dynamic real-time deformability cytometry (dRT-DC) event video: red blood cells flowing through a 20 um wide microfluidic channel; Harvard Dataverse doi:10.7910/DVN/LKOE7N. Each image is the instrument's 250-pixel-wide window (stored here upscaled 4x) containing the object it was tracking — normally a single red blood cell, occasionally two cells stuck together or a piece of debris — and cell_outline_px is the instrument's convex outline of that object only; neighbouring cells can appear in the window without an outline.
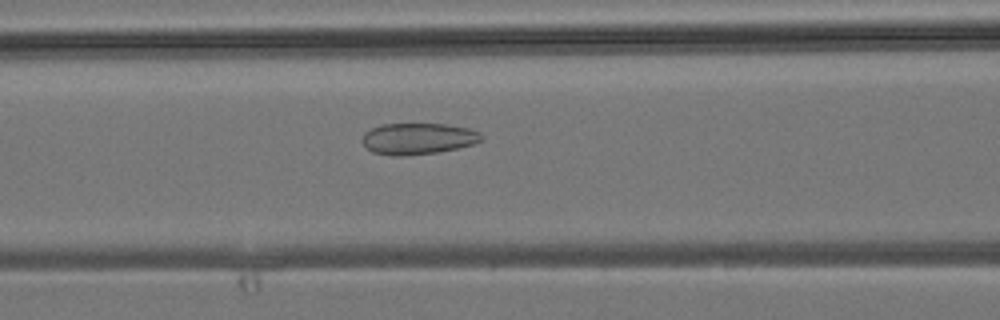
{"species": "common noctule bat (a hibernating species)", "species_latin": "Nyctalus noctula", "temperature_condition": "room temperature", "stored_images_in_passage": 42, "camera_frame_rate_fps": 3000, "um_per_image_px": 0.085, "animal": {"sex": "male", "body_mass_g": 19.2, "forearm_length_mm": 51.8}, "frame": {"image": 1, "passage_image": 16, "time_ms": 5.0, "image_size_px": [1000, 320], "cell_outline_px": [[484, 136], [480, 140], [472, 144], [456, 148], [436, 152], [400, 156], [396, 156], [372, 152], [360, 140], [364, 132], [372, 128], [384, 124], [444, 124], [468, 128], [480, 132]], "centroid_in_image_um": [35.5, 11.78], "position_along_channel_um": 131.1, "area_um2": 21.56}}
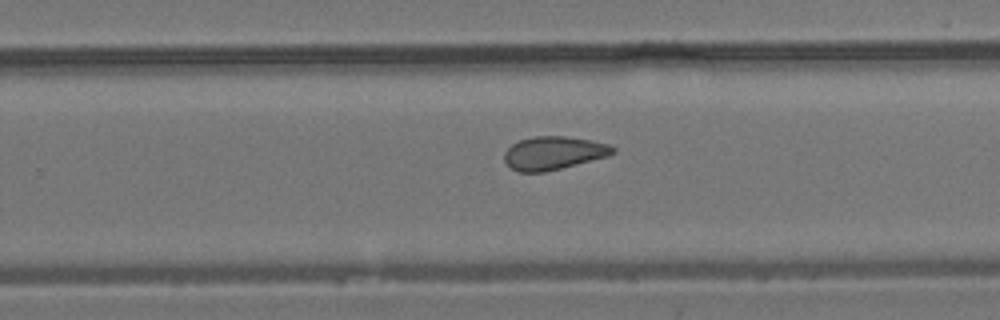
{"frame": {"image": 2, "passage_image": 26, "time_ms": 8.333, "image_size_px": [1000, 320], "cell_outline_px": [[616, 152], [608, 156], [544, 172], [516, 172], [504, 160], [504, 152], [512, 144], [520, 140], [536, 136], [564, 136], [588, 140], [608, 144], [616, 148]], "centroid_in_image_um": [47.04, 13.01], "position_along_channel_um": 282.8, "area_um2": 20.81}}
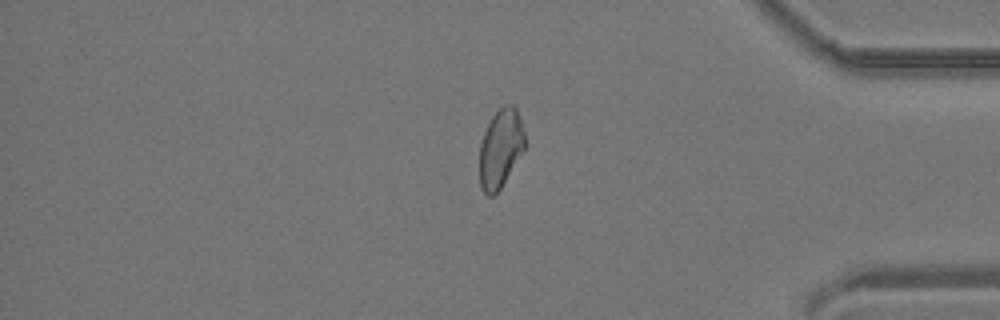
{"frame": {"image": 3, "passage_image": 35, "time_ms": 11.333, "image_size_px": [1000, 320], "cell_outline_px": [[524, 148], [500, 188], [492, 196], [488, 196], [480, 188], [480, 144], [484, 132], [492, 116], [504, 104], [512, 104], [516, 108], [524, 132]], "centroid_in_image_um": [42.52, 12.6], "position_along_channel_um": 392.7, "area_um2": 20.29}}